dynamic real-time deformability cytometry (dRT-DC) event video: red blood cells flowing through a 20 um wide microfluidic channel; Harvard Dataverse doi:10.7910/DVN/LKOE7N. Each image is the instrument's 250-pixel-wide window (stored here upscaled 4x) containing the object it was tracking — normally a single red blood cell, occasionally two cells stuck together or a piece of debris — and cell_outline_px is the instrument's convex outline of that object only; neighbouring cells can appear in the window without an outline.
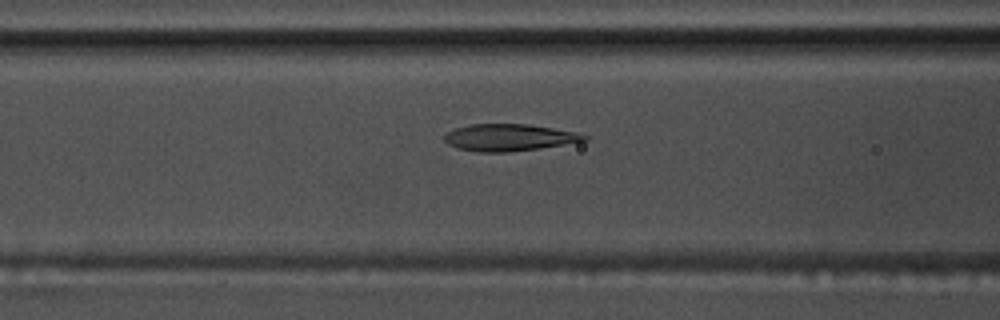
{"species": "common noctule bat (a hibernating species)", "species_latin": "Nyctalus noctula", "temperature_condition": "warm", "stored_images_in_passage": 54, "camera_frame_rate_fps": 3000, "um_per_image_px": 0.085, "animal": {"sex": "male", "body_mass_g": 17.5, "forearm_length_mm": 52.3}, "frame": {"image": 1, "passage_image": 22, "time_ms": 7.0, "image_size_px": [1000, 320], "cell_outline_px": [[588, 140], [540, 148], [508, 152], [480, 152], [456, 148], [448, 144], [444, 140], [444, 136], [448, 132], [456, 128], [472, 124], [528, 124], [576, 132], [588, 136]], "centroid_in_image_um": [43.26, 11.69], "position_along_channel_um": 123.3, "area_um2": 21.79}}
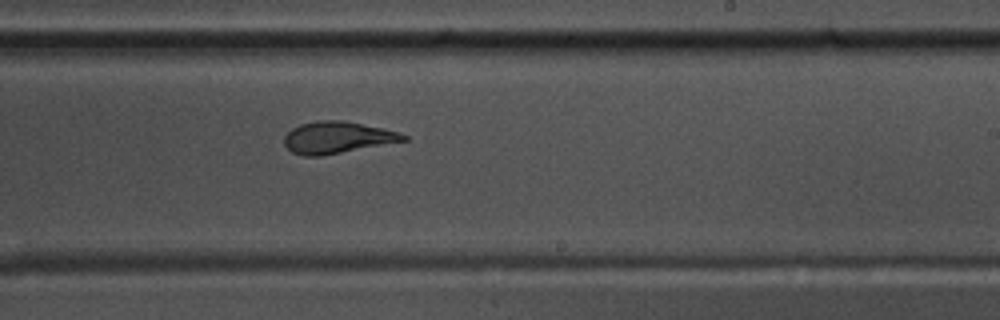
{"frame": {"image": 2, "passage_image": 33, "time_ms": 10.667, "image_size_px": [1000, 320], "cell_outline_px": [[408, 140], [320, 156], [304, 156], [292, 152], [284, 144], [284, 136], [292, 128], [300, 124], [316, 120], [340, 120], [384, 128], [408, 136]], "centroid_in_image_um": [28.64, 11.68], "position_along_channel_um": 260.4, "area_um2": 21.91}}
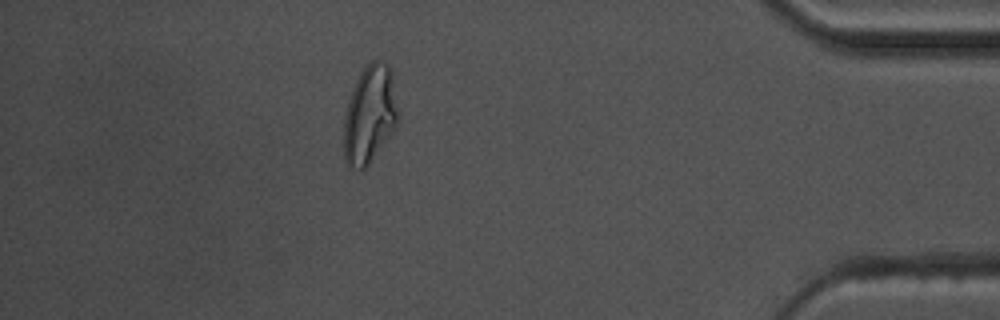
{"frame": {"image": 3, "passage_image": 48, "time_ms": 15.667, "image_size_px": [1000, 320], "cell_outline_px": [[400, 116], [396, 128], [368, 164], [364, 168], [352, 168], [344, 160], [344, 116], [348, 100], [352, 88], [360, 72], [372, 60], [384, 60], [392, 68], [400, 112]], "centroid_in_image_um": [31.47, 9.67], "position_along_channel_um": 403.7, "area_um2": 31.62}, "authors_computed_cell_mechanics": {"area_um2": 23.12, "velocity_mm_per_s": 3.7463, "shape_relaxation_time_tau1_ms": 7.5806, "shape_relaxation_time_tau2_ms": 1.5822, "deformation_change_tau1": 0.2696, "deformation_change_tau2": 0.0905}}